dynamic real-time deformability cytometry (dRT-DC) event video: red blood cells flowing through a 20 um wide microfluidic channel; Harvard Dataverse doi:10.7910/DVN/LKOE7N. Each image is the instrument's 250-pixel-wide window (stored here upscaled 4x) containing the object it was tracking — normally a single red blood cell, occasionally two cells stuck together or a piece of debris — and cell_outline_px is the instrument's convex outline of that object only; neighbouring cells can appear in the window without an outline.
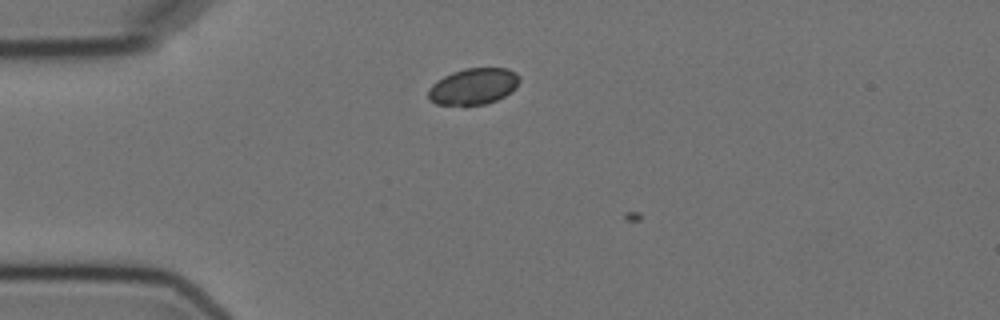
{"species": "Egyptian fruit bat (a non-hibernating species)", "species_latin": "Rousettus aegyptiacus", "temperature_condition": "cold", "stored_images_in_passage": 4, "camera_frame_rate_fps": 3000, "um_per_image_px": 0.085, "animal": {"sex": "female"}, "frame": {"image": 1, "passage_image": 3, "time_ms": 2.333, "image_size_px": [1000, 320], "cell_outline_px": [[520, 80], [516, 88], [504, 96], [496, 100], [484, 104], [464, 108], [436, 104], [428, 100], [428, 88], [432, 84], [444, 76], [452, 72], [464, 68], [508, 68], [516, 72], [520, 76]], "centroid_in_image_um": [40.21, 7.38], "position_along_channel_um": 44.8, "area_um2": 20.0}}